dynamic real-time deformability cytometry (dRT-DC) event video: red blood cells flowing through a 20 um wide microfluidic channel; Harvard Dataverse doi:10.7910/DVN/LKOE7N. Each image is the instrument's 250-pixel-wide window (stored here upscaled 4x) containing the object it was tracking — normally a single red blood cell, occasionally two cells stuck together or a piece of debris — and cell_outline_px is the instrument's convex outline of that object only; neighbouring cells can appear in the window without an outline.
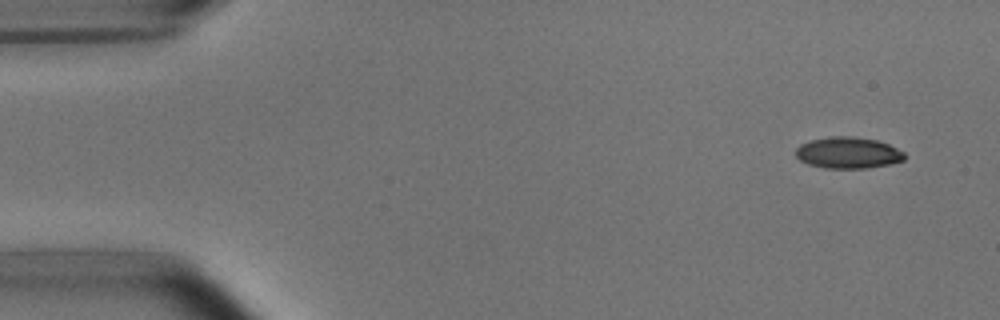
{"species": "common noctule bat (a hibernating species)", "species_latin": "Nyctalus noctula", "temperature_condition": "room temperature", "stored_images_in_passage": 4, "camera_frame_rate_fps": 3000, "um_per_image_px": 0.085, "animal": {"sex": "male", "body_mass_g": 15.6}, "frame": {"image": 1, "passage_image": 1, "time_ms": 0.0, "image_size_px": [1000, 320], "cell_outline_px": [[904, 160], [888, 164], [868, 168], [824, 168], [808, 164], [800, 160], [796, 156], [796, 148], [800, 144], [812, 140], [832, 136], [852, 136], [876, 140], [888, 144], [904, 152]], "centroid_in_image_um": [72.07, 12.99], "position_along_channel_um": 12.9, "area_um2": 19.77}}